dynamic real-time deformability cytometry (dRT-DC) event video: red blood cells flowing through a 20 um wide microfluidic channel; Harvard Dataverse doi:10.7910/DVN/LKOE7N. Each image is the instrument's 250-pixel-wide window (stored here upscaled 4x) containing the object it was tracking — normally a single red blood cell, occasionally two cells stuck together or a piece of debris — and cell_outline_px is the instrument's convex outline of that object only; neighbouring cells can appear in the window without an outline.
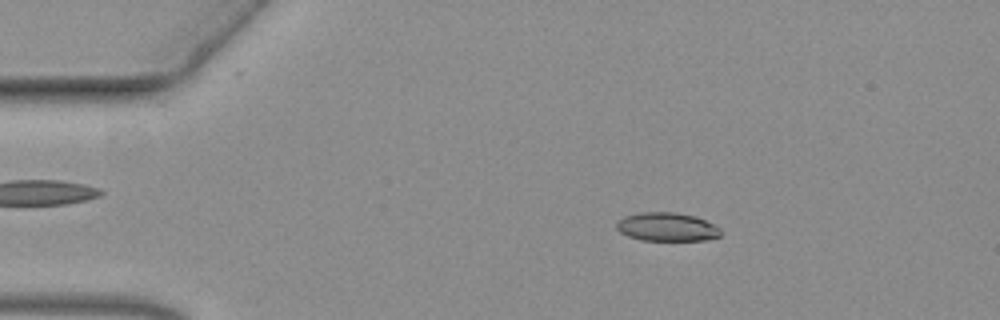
{"species": "common noctule bat (a hibernating species)", "species_latin": "Nyctalus noctula", "temperature_condition": "warm", "stored_images_in_passage": 49, "camera_frame_rate_fps": 3000, "um_per_image_px": 0.085, "animal": {"sex": "female", "body_mass_g": 19.3, "forearm_length_mm": 54.1}, "frame": {"image": 1, "passage_image": 1, "time_ms": 0.0, "image_size_px": [1000, 320], "cell_outline_px": [[720, 236], [704, 240], [640, 240], [628, 236], [620, 232], [616, 228], [616, 220], [624, 216], [640, 212], [676, 212], [696, 216], [716, 224], [720, 228]], "centroid_in_image_um": [56.68, 19.27], "position_along_channel_um": 28.3, "area_um2": 17.57}}
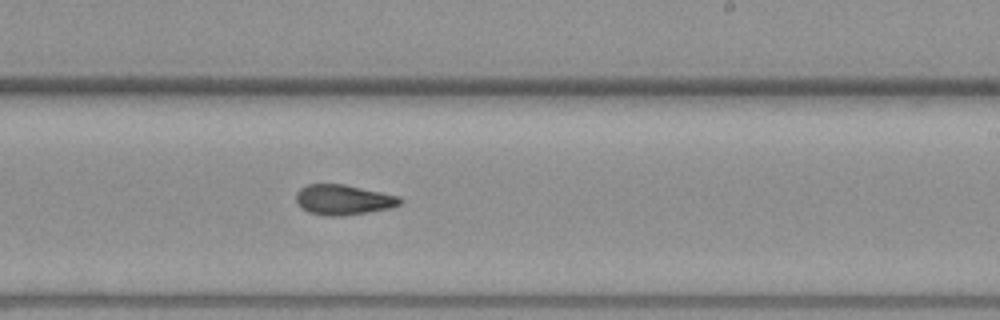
{"frame": {"image": 2, "passage_image": 26, "time_ms": 8.333, "image_size_px": [1000, 320], "cell_outline_px": [[404, 200], [400, 204], [392, 208], [344, 216], [324, 216], [308, 212], [300, 208], [296, 200], [296, 192], [300, 188], [308, 184], [344, 184], [400, 196]], "centroid_in_image_um": [29.18, 16.99], "position_along_channel_um": 259.8, "area_um2": 18.55}}
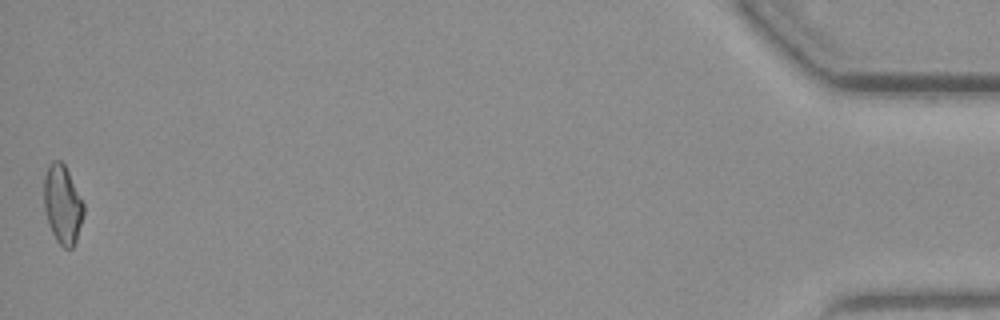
{"frame": {"image": 3, "passage_image": 49, "time_ms": 16.0, "image_size_px": [1000, 320], "cell_outline_px": [[84, 216], [76, 240], [72, 248], [64, 248], [56, 240], [48, 224], [44, 208], [44, 176], [48, 164], [52, 160], [60, 160], [64, 164], [84, 204]], "centroid_in_image_um": [5.3, 17.37], "position_along_channel_um": 429.9, "area_um2": 18.21}}